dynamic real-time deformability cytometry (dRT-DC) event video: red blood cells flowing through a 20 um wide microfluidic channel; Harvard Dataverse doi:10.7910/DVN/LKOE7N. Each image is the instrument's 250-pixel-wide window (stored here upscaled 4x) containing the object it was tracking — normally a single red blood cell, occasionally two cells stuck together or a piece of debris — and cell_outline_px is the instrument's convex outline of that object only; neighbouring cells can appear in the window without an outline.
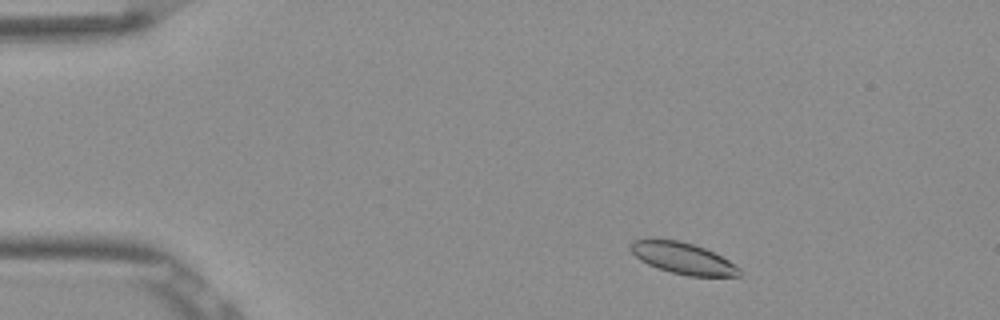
{"species": "Egyptian fruit bat (a non-hibernating species)", "species_latin": "Rousettus aegyptiacus", "temperature_condition": "room temperature", "stored_images_in_passage": 46, "camera_frame_rate_fps": 3000, "um_per_image_px": 0.085, "frame": {"image": 1, "passage_image": 1, "time_ms": 0.0, "image_size_px": [1000, 320], "cell_outline_px": [[740, 276], [688, 276], [672, 272], [648, 264], [640, 260], [628, 248], [628, 244], [632, 240], [680, 240], [704, 248], [728, 260], [740, 268]], "centroid_in_image_um": [58.03, 21.95], "position_along_channel_um": 27.0, "area_um2": 19.54}}
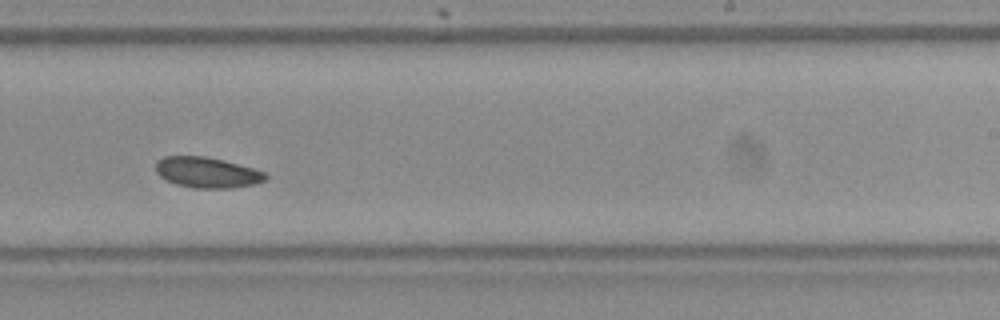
{"frame": {"image": 2, "passage_image": 26, "time_ms": 8.333, "image_size_px": [1000, 320], "cell_outline_px": [[268, 176], [264, 180], [256, 184], [232, 188], [192, 188], [176, 184], [160, 176], [156, 172], [156, 160], [164, 156], [204, 156], [224, 160], [252, 168], [264, 172]], "centroid_in_image_um": [17.59, 14.66], "position_along_channel_um": 271.4, "area_um2": 19.59}}
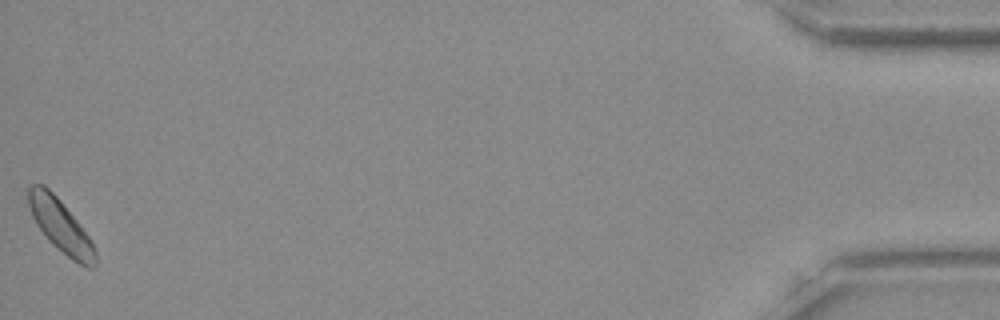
{"frame": {"image": 3, "passage_image": 46, "time_ms": 15.0, "image_size_px": [1000, 320], "cell_outline_px": [[96, 264], [92, 268], [88, 268], [72, 260], [56, 248], [48, 240], [36, 224], [32, 216], [28, 204], [28, 188], [32, 184], [44, 184], [60, 200], [76, 220], [88, 236], [96, 252]], "centroid_in_image_um": [5.13, 19.21], "position_along_channel_um": 430.1, "area_um2": 20.29}, "authors_computed_cell_mechanics": {"area_um2": 19.8254, "velocity_mm_per_s": 3.7881, "shape_relaxation_time_tau1_ms": 3.8888, "shape_relaxation_time_tau2_ms": null, "deformation_change_tau1": 0.0454, "deformation_change_tau2": null}}